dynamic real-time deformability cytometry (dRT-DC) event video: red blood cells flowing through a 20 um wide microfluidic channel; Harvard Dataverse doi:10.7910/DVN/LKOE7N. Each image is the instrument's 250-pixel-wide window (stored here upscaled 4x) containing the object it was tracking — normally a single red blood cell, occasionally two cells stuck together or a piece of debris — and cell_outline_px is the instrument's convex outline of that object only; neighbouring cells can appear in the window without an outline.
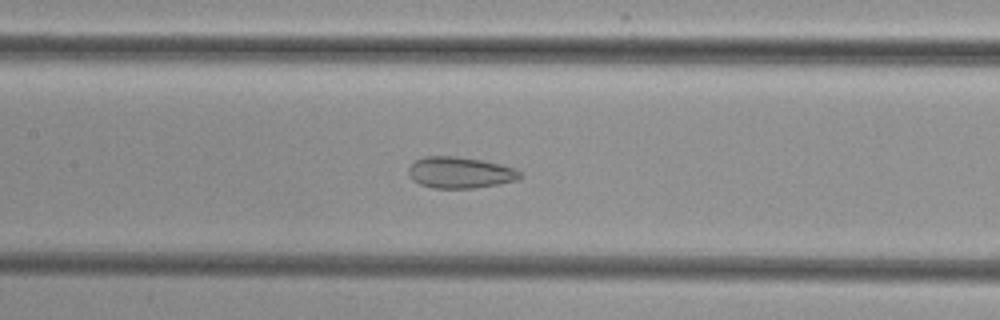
{"species": "common noctule bat (a hibernating species)", "species_latin": "Nyctalus noctula", "temperature_condition": "cold", "stored_images_in_passage": 54, "camera_frame_rate_fps": 3000, "um_per_image_px": 0.085, "animal": {"sex": "female", "body_mass_g": 29.2, "forearm_length_mm": 56.3}, "frame": {"image": 1, "passage_image": 26, "time_ms": 8.333, "image_size_px": [1000, 320], "cell_outline_px": [[524, 176], [520, 180], [500, 184], [476, 188], [432, 188], [420, 184], [412, 180], [408, 172], [408, 168], [416, 160], [424, 156], [456, 156], [480, 160], [500, 164], [516, 168]], "centroid_in_image_um": [39.14, 14.68], "position_along_channel_um": 168.3, "area_um2": 20.58}}
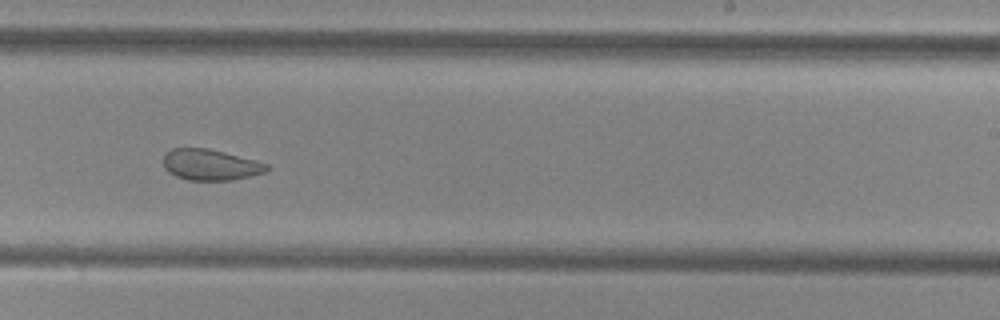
{"frame": {"image": 2, "passage_image": 34, "time_ms": 11.0, "image_size_px": [1000, 320], "cell_outline_px": [[272, 168], [264, 172], [232, 180], [188, 180], [176, 176], [168, 172], [164, 168], [164, 152], [172, 148], [208, 148], [224, 152], [268, 164]], "centroid_in_image_um": [17.85, 14.0], "position_along_channel_um": 271.1, "area_um2": 18.61}}
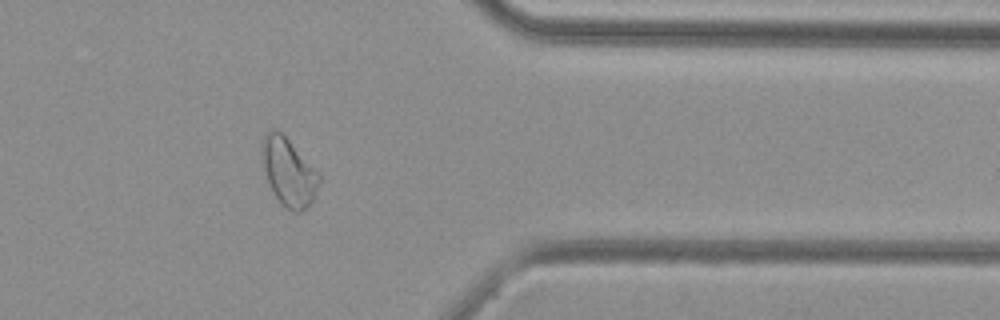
{"frame": {"image": 3, "passage_image": 44, "time_ms": 14.333, "image_size_px": [1000, 320], "cell_outline_px": [[320, 180], [316, 192], [308, 208], [300, 212], [296, 212], [288, 208], [276, 196], [268, 180], [260, 160], [260, 148], [264, 136], [272, 128], [280, 132], [320, 172]], "centroid_in_image_um": [24.53, 14.6], "position_along_channel_um": 386.9, "area_um2": 22.37}}